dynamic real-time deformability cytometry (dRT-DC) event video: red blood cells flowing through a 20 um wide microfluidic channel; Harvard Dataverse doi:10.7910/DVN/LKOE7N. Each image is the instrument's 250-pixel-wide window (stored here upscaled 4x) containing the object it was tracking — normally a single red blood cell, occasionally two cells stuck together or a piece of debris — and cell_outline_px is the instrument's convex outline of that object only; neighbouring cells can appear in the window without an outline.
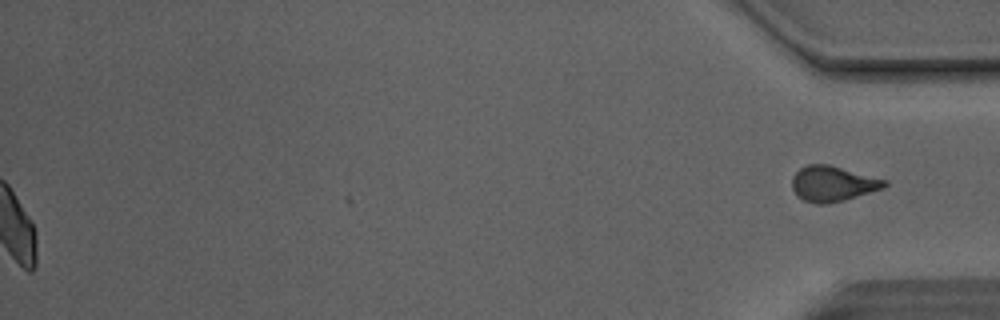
{"species": "Egyptian fruit bat (a non-hibernating species)", "species_latin": "Rousettus aegyptiacus", "temperature_condition": "room temperature", "stored_images_in_passage": 39, "segment_of_instrument_passage": [2, 2], "camera_frame_rate_fps": 3000, "um_per_image_px": 0.085, "animal": {"sex": "male"}, "frame": {"image": 1, "passage_image": 39, "time_ms": 12.667, "image_size_px": [1000, 320], "cell_outline_px": [[888, 184], [884, 188], [844, 200], [828, 204], [816, 204], [804, 200], [796, 196], [792, 188], [792, 176], [800, 168], [808, 164], [828, 164], [888, 180]], "centroid_in_image_um": [70.77, 15.62], "position_along_channel_um": 364.4, "area_um2": 19.19}}